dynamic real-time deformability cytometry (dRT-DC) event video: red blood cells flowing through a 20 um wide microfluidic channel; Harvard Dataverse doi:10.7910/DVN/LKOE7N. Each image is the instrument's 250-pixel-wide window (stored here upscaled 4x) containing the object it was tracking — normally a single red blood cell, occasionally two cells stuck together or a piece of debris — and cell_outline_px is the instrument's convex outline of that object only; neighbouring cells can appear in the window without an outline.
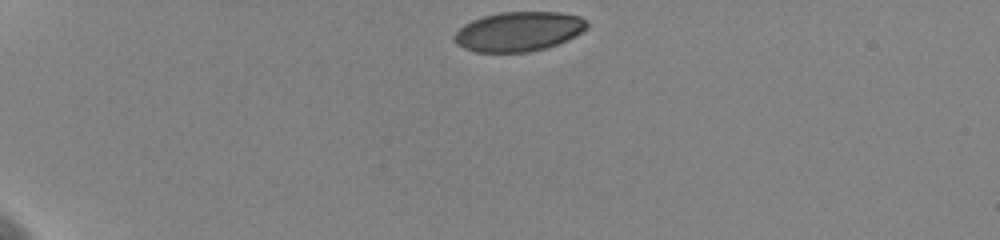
{"species": "human", "species_latin": "Homo sapiens", "temperature_condition": "cold", "stored_images_in_passage": 37, "camera_frame_rate_fps": 3000, "um_per_image_px": 0.085, "donor": {"sex": "female"}, "frame": {"image": 1, "passage_image": 1, "time_ms": 0.0, "image_size_px": [1000, 240], "cell_outline_px": [[588, 28], [548, 48], [528, 52], [476, 52], [464, 48], [456, 44], [452, 36], [464, 24], [472, 20], [484, 16], [500, 12], [560, 12], [580, 16], [588, 24]], "centroid_in_image_um": [44.05, 2.68], "position_along_channel_um": 41.0, "area_um2": 30.46}}
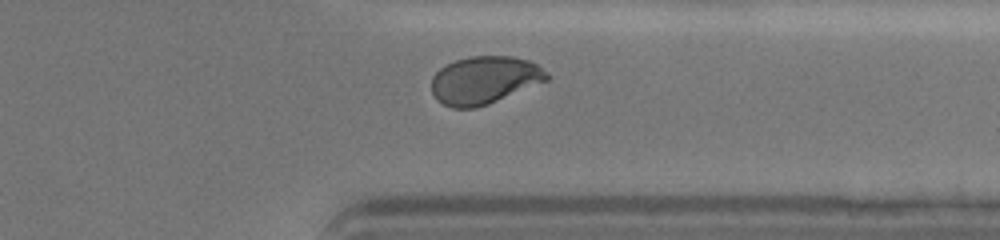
{"frame": {"image": 2, "passage_image": 34, "time_ms": 11.0, "image_size_px": [1000, 240], "cell_outline_px": [[552, 76], [548, 80], [488, 104], [476, 108], [452, 108], [436, 100], [432, 92], [432, 76], [440, 68], [456, 60], [468, 56], [512, 56], [528, 60], [536, 64], [548, 72]], "centroid_in_image_um": [41.18, 6.81], "position_along_channel_um": 370.2, "area_um2": 32.14}, "authors_computed_cell_mechanics": {"area_um2": 32.5992, "velocity_mm_per_s": 3.597, "shape_relaxation_time_tau1_ms": 5.5468, "shape_relaxation_time_tau2_ms": null, "deformation_change_tau1": 0.1732, "deformation_change_tau2": null}}